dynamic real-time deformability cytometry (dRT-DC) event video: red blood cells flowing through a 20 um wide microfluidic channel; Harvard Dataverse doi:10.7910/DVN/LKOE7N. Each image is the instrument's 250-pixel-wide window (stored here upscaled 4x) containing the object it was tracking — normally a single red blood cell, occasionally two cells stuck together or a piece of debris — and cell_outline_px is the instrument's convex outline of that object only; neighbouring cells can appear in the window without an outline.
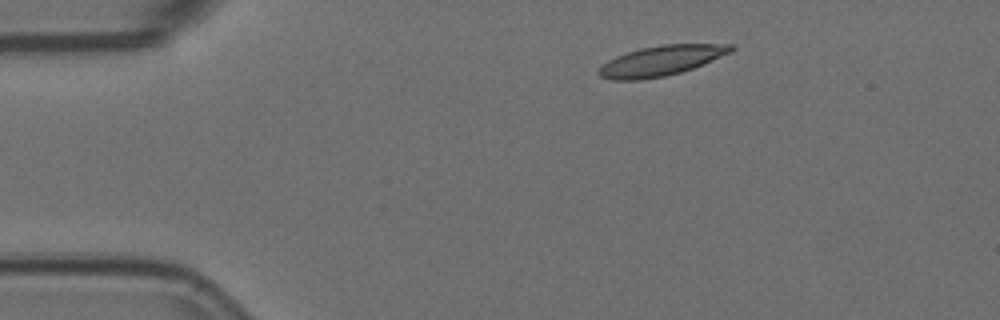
{"species": "Egyptian fruit bat (a non-hibernating species)", "species_latin": "Rousettus aegyptiacus", "temperature_condition": "room temperature", "stored_images_in_passage": 3, "camera_frame_rate_fps": 3000, "um_per_image_px": 0.085, "animal": {"sex": "female"}, "frame": {"image": 1, "passage_image": 1, "time_ms": 0.0, "image_size_px": [1000, 320], "cell_outline_px": [[736, 48], [732, 52], [692, 68], [680, 72], [664, 76], [640, 80], [612, 80], [600, 76], [596, 72], [608, 60], [616, 56], [640, 48], [660, 44], [732, 44]], "centroid_in_image_um": [56.19, 5.15], "position_along_channel_um": 28.8, "area_um2": 23.06}}
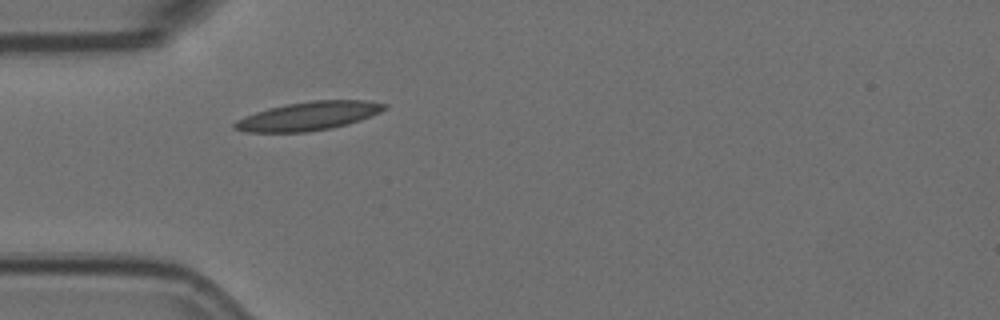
{"frame": {"image": 2, "passage_image": 3, "time_ms": 0.667, "image_size_px": [1000, 320], "cell_outline_px": [[388, 108], [380, 112], [360, 120], [348, 124], [332, 128], [308, 132], [244, 132], [232, 128], [232, 124], [236, 120], [244, 116], [268, 108], [288, 104], [312, 100], [368, 100], [388, 104]], "centroid_in_image_um": [26.22, 9.86], "position_along_channel_um": 58.8, "area_um2": 25.14}}